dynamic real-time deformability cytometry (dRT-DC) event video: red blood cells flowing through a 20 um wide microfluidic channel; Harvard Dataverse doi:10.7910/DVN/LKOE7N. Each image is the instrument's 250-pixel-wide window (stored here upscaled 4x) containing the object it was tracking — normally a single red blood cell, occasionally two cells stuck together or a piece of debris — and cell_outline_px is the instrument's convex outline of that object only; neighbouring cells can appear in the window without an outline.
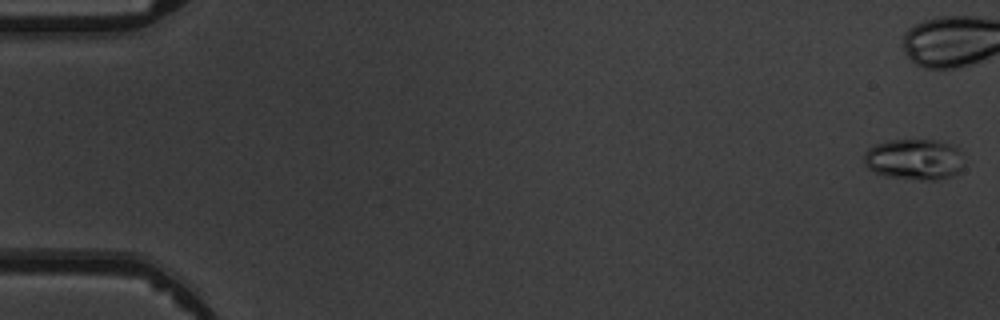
{"species": "common noctule bat (a hibernating species)", "species_latin": "Nyctalus noctula", "temperature_condition": "warm", "stored_images_in_passage": 8, "camera_frame_rate_fps": 3000, "um_per_image_px": 0.085, "animal": {"sex": "male", "body_mass_g": 19.5, "forearm_length_mm": 54.6}, "frame": {"image": 1, "passage_image": 1, "time_ms": 0.0, "image_size_px": [1000, 320], "cell_outline_px": [[960, 168], [956, 176], [940, 180], [920, 180], [888, 176], [876, 172], [868, 168], [864, 164], [864, 152], [868, 148], [876, 144], [888, 140], [936, 140], [948, 144], [956, 148], [960, 152]], "centroid_in_image_um": [77.68, 13.56], "position_along_channel_um": 7.3, "area_um2": 23.7}}
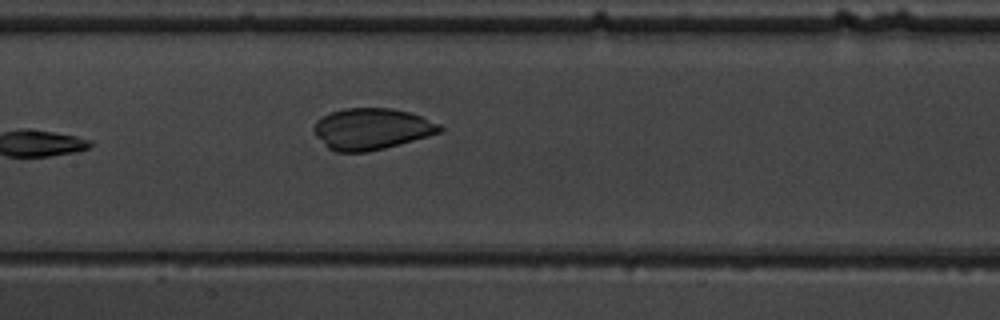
{"frame": {"image": 2, "passage_image": 8, "time_ms": 9.0, "image_size_px": [1000, 320], "cell_outline_px": [[444, 128], [440, 132], [428, 136], [384, 148], [364, 152], [336, 152], [328, 148], [312, 132], [312, 128], [316, 120], [332, 112], [344, 108], [392, 108], [408, 112], [420, 116], [440, 124]], "centroid_in_image_um": [31.55, 10.96], "position_along_channel_um": 175.8, "area_um2": 30.23}}